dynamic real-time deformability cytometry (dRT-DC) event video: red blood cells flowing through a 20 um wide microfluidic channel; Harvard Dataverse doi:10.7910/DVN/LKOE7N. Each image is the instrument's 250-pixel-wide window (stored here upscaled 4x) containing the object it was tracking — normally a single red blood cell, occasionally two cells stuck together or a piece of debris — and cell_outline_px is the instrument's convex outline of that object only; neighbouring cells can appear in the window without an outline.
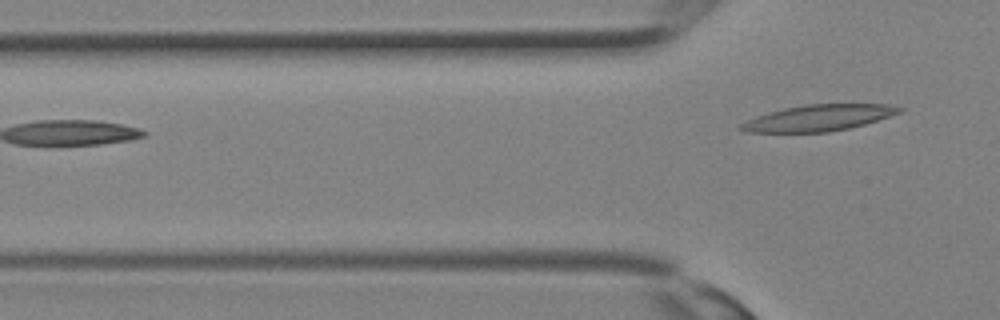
{"species": "Egyptian fruit bat (a non-hibernating species)", "species_latin": "Rousettus aegyptiacus", "temperature_condition": "room temperature", "stored_images_in_passage": 8, "segment_of_instrument_passage": [2, 2], "camera_frame_rate_fps": 3000, "um_per_image_px": 0.085, "animal": {"sex": "female"}, "frame": {"image": 1, "passage_image": 8, "time_ms": 2.333, "image_size_px": [1000, 320], "cell_outline_px": [[904, 108], [900, 112], [864, 124], [848, 128], [828, 132], [748, 132], [736, 128], [740, 124], [756, 116], [784, 108], [804, 104], [888, 104]], "centroid_in_image_um": [69.55, 10.01], "position_along_channel_um": 56.3, "area_um2": 23.93}}